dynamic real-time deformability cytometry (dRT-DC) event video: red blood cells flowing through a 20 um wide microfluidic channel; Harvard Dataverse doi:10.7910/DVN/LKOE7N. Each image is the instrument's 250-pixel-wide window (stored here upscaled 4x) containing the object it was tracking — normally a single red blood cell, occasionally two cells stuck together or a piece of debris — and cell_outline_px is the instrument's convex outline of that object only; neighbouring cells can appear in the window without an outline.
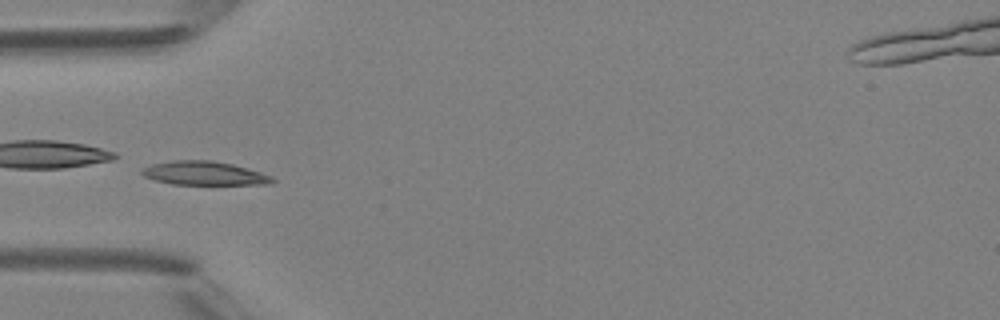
{"species": "Egyptian fruit bat (a non-hibernating species)", "species_latin": "Rousettus aegyptiacus", "temperature_condition": "room temperature", "stored_images_in_passage": 6, "camera_frame_rate_fps": 3000, "um_per_image_px": 0.085, "animal": {"sex": "female"}, "frame": {"image": 1, "passage_image": 5, "time_ms": 4.667, "image_size_px": [1000, 320], "cell_outline_px": [[276, 180], [272, 184], [172, 184], [156, 180], [144, 176], [140, 172], [140, 168], [152, 164], [172, 160], [212, 160], [232, 164], [248, 168], [272, 176]], "centroid_in_image_um": [17.35, 14.72], "position_along_channel_um": 67.6, "area_um2": 18.09}}
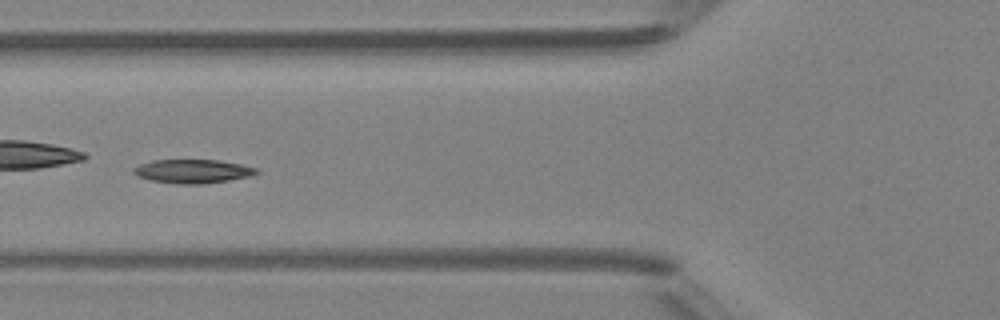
{"frame": {"image": 2, "passage_image": 6, "time_ms": 5.667, "image_size_px": [1000, 320], "cell_outline_px": [[260, 172], [252, 176], [204, 184], [176, 184], [152, 180], [136, 176], [132, 172], [132, 168], [140, 164], [152, 160], [220, 160], [240, 164], [256, 168]], "centroid_in_image_um": [16.37, 14.56], "position_along_channel_um": 109.4, "area_um2": 17.11}}